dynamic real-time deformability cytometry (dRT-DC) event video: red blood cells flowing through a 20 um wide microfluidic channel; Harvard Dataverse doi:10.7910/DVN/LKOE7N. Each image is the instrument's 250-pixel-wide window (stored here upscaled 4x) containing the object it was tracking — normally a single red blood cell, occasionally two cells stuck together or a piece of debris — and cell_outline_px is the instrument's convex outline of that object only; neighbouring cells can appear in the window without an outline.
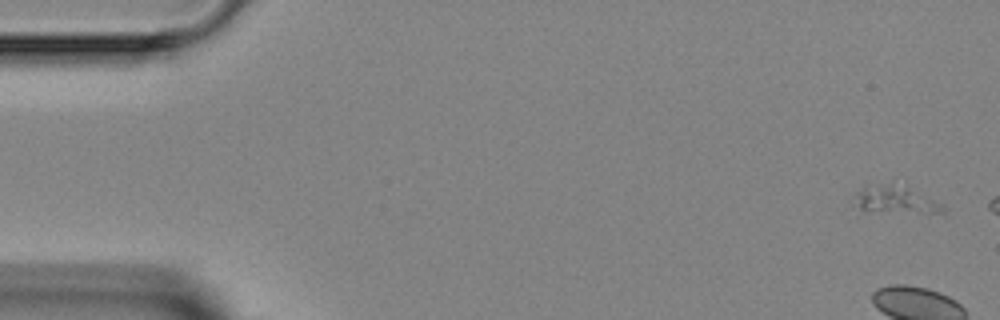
{"species": "Egyptian fruit bat (a non-hibernating species)", "species_latin": "Rousettus aegyptiacus", "temperature_condition": "room temperature", "stored_images_in_passage": 11, "camera_frame_rate_fps": 3000, "um_per_image_px": 0.085, "animal": {"sex": "female"}, "frame": {"image": 1, "passage_image": 1, "time_ms": 0.0, "image_size_px": [1000, 320], "cell_outline_px": [[944, 216], [860, 208], [856, 192], [864, 188], [876, 184], [892, 184], [904, 188], [944, 204]], "centroid_in_image_um": [76.31, 17.03], "position_along_channel_um": 8.7, "area_um2": 13.29}}
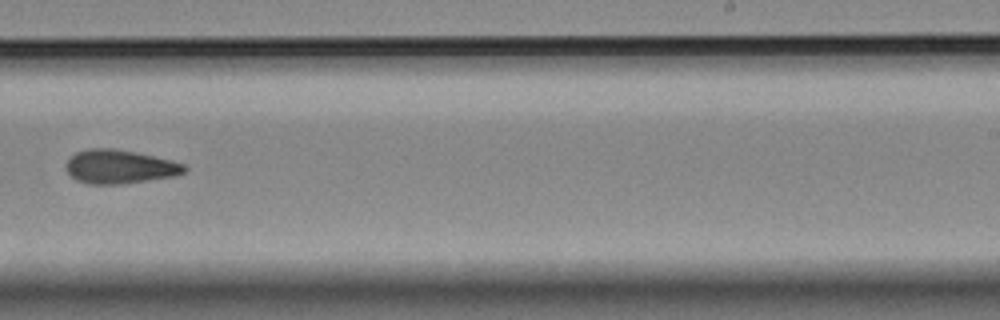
{"frame": {"image": 2, "passage_image": 10, "time_ms": 11.333, "image_size_px": [1000, 320], "cell_outline_px": [[188, 168], [184, 172], [176, 176], [120, 184], [92, 184], [76, 180], [64, 168], [68, 160], [76, 152], [88, 148], [116, 148], [136, 152], [172, 160], [184, 164]], "centroid_in_image_um": [10.18, 14.16], "position_along_channel_um": 278.8, "area_um2": 23.35}}
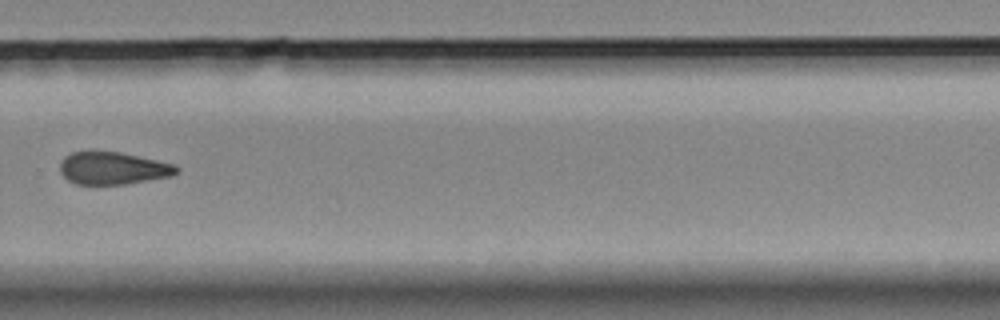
{"frame": {"image": 3, "passage_image": 11, "time_ms": 12.333, "image_size_px": [1000, 320], "cell_outline_px": [[180, 168], [172, 176], [124, 184], [76, 184], [68, 180], [60, 172], [60, 160], [64, 156], [72, 152], [88, 148], [120, 152], [176, 164]], "centroid_in_image_um": [9.55, 14.25], "position_along_channel_um": 320.3, "area_um2": 22.66}}